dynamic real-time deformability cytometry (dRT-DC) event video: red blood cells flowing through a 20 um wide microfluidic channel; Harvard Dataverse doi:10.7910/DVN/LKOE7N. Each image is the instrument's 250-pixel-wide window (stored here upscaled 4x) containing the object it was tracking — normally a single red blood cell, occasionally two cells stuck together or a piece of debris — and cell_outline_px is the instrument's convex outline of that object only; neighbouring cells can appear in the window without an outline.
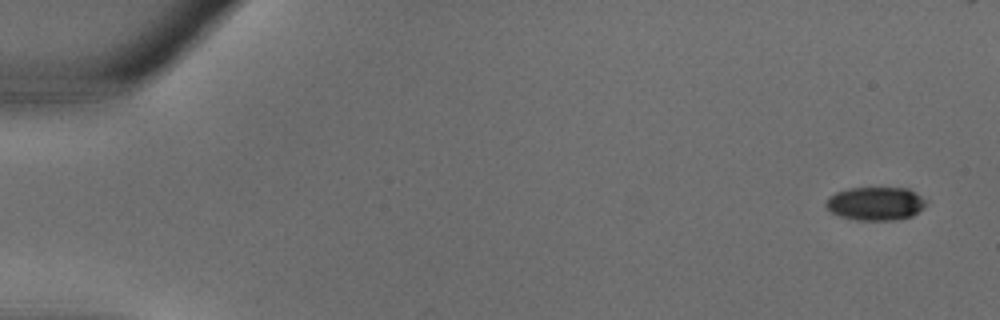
{"species": "common noctule bat (a hibernating species)", "species_latin": "Nyctalus noctula", "temperature_condition": "warm", "stored_images_in_passage": 35, "camera_frame_rate_fps": 3000, "um_per_image_px": 0.085, "animal": {"sex": "male", "body_mass_g": 18.8}, "frame": {"image": 1, "passage_image": 1, "time_ms": 0.0, "image_size_px": [1000, 320], "cell_outline_px": [[924, 204], [912, 216], [892, 220], [856, 220], [840, 216], [832, 212], [824, 204], [828, 196], [836, 192], [848, 188], [908, 188], [920, 196], [924, 200]], "centroid_in_image_um": [74.35, 17.3], "position_along_channel_um": 10.7, "area_um2": 19.19}}
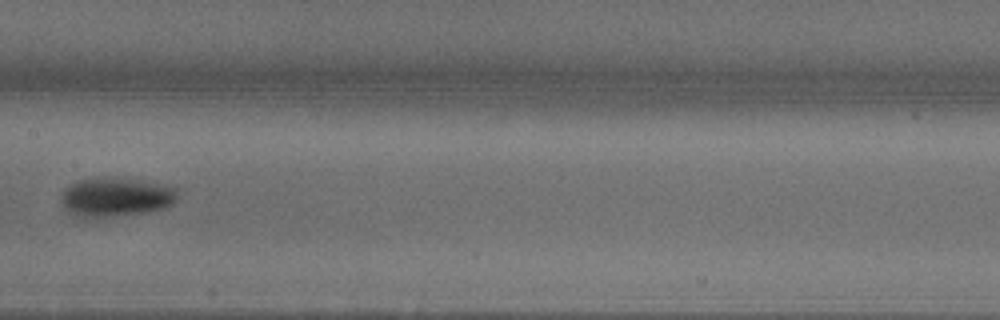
{"frame": {"image": 2, "passage_image": 18, "time_ms": 5.667, "image_size_px": [1000, 320], "cell_outline_px": [[176, 200], [172, 204], [164, 208], [148, 212], [120, 216], [84, 220], [72, 216], [64, 208], [60, 200], [64, 192], [72, 184], [80, 180], [96, 176], [116, 176], [164, 184], [176, 188]], "centroid_in_image_um": [9.81, 16.77], "position_along_channel_um": 197.6, "area_um2": 27.46}}
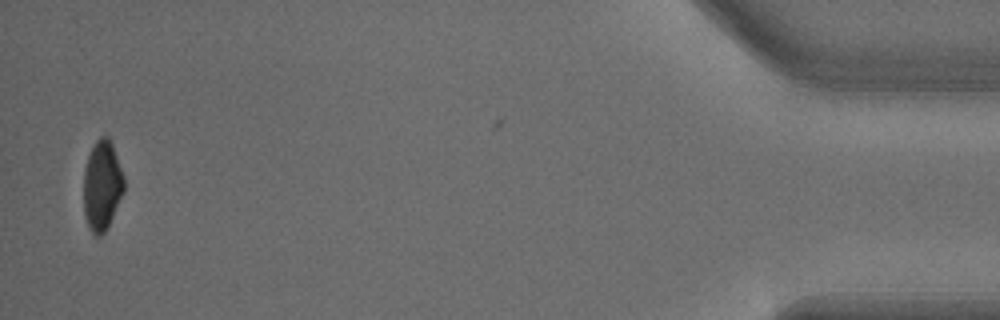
{"frame": {"image": 3, "passage_image": 34, "time_ms": 11.0, "image_size_px": [1000, 320], "cell_outline_px": [[124, 192], [104, 232], [100, 236], [92, 236], [88, 228], [84, 216], [84, 172], [88, 156], [96, 140], [100, 136], [108, 136], [112, 144], [124, 176]], "centroid_in_image_um": [8.66, 15.79], "position_along_channel_um": 426.5, "area_um2": 21.1}}